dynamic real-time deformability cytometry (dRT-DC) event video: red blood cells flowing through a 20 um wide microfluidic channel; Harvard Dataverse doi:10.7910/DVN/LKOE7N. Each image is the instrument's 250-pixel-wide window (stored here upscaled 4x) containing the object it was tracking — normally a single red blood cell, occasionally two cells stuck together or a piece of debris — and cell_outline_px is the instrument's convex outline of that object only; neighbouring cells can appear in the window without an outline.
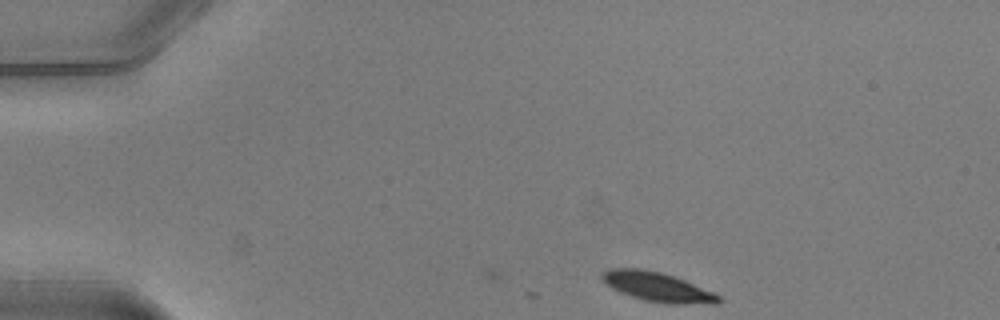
{"species": "common noctule bat (a hibernating species)", "species_latin": "Nyctalus noctula", "temperature_condition": "warm", "stored_images_in_passage": 17, "camera_frame_rate_fps": 3000, "um_per_image_px": 0.085, "animal": {"sex": "male", "body_mass_g": 20.5, "forearm_length_mm": 52.5}, "frame": {"image": 1, "passage_image": 1, "time_ms": 0.0, "image_size_px": [1000, 320], "cell_outline_px": [[724, 300], [716, 304], [664, 304], [644, 300], [620, 292], [604, 284], [600, 280], [600, 272], [608, 268], [640, 268], [660, 272], [684, 280], [712, 292], [720, 296]], "centroid_in_image_um": [55.83, 24.39], "position_along_channel_um": 29.2, "area_um2": 20.17}}
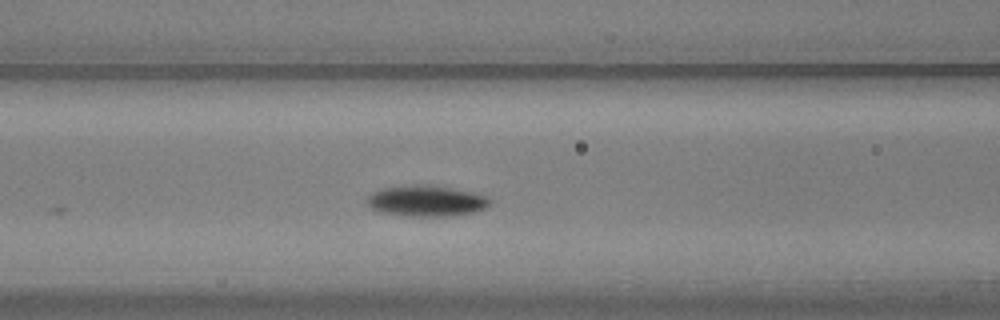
{"frame": {"image": 2, "passage_image": 14, "time_ms": 4.333, "image_size_px": [1000, 320], "cell_outline_px": [[492, 204], [484, 208], [472, 212], [452, 216], [408, 216], [380, 212], [372, 208], [368, 204], [368, 196], [372, 192], [384, 188], [452, 188], [472, 192], [484, 196], [492, 200]], "centroid_in_image_um": [36.28, 17.14], "position_along_channel_um": 130.3, "area_um2": 20.92}}
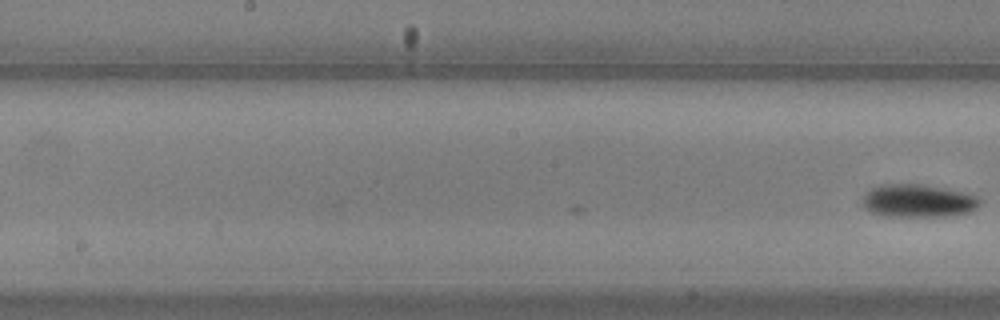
{"frame": {"image": 3, "passage_image": 17, "time_ms": 5.333, "image_size_px": [1000, 320], "cell_outline_px": [[980, 204], [972, 212], [952, 216], [888, 216], [868, 212], [860, 204], [860, 200], [864, 192], [880, 184], [924, 184], [944, 188], [980, 196]], "centroid_in_image_um": [78.0, 17.07], "position_along_channel_um": 170.2, "area_um2": 23.06}}